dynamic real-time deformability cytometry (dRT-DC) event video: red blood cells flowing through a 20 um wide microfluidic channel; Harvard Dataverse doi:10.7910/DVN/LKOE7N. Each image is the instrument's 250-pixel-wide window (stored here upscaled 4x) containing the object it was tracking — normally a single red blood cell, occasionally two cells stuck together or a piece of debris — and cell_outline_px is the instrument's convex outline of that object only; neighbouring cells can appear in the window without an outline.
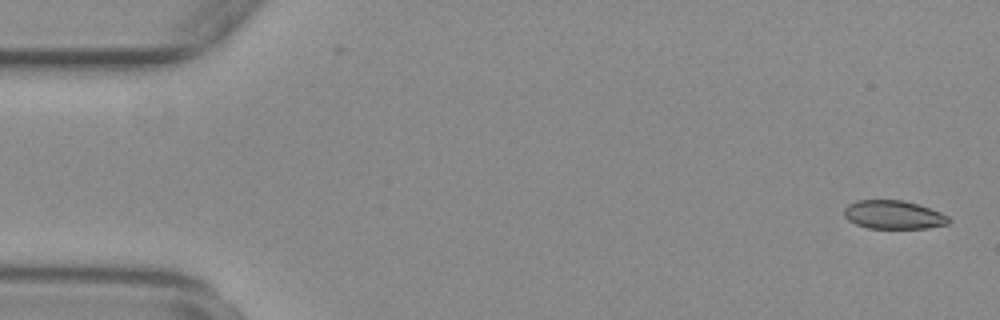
{"species": "common noctule bat (a hibernating species)", "species_latin": "Nyctalus noctula", "temperature_condition": "warm", "stored_images_in_passage": 55, "camera_frame_rate_fps": 3000, "um_per_image_px": 0.085, "animal": {"sex": "female", "body_mass_g": 29.2, "forearm_length_mm": 56.3}, "frame": {"image": 1, "passage_image": 2, "time_ms": 0.333, "image_size_px": [1000, 320], "cell_outline_px": [[952, 220], [948, 224], [928, 228], [868, 228], [856, 224], [848, 220], [844, 216], [844, 208], [848, 204], [856, 200], [904, 200], [920, 204], [940, 212], [948, 216]], "centroid_in_image_um": [75.96, 18.25], "position_along_channel_um": 9.0, "area_um2": 17.57}}
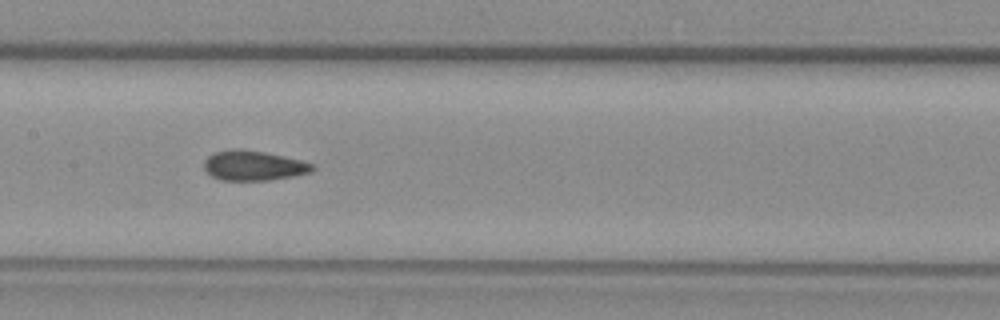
{"frame": {"image": 2, "passage_image": 27, "time_ms": 8.667, "image_size_px": [1000, 320], "cell_outline_px": [[316, 168], [312, 172], [292, 176], [268, 180], [220, 180], [212, 176], [204, 168], [204, 160], [208, 156], [216, 152], [232, 148], [240, 148], [264, 152], [300, 160], [312, 164]], "centroid_in_image_um": [21.53, 14.07], "position_along_channel_um": 185.9, "area_um2": 18.79}}
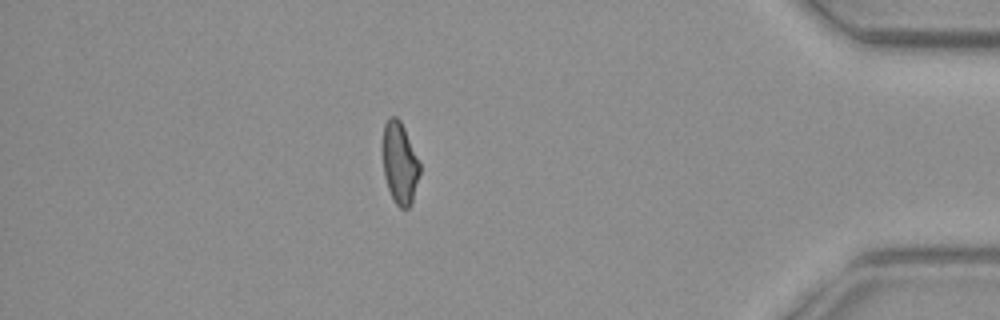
{"frame": {"image": 3, "passage_image": 48, "time_ms": 15.667, "image_size_px": [1000, 320], "cell_outline_px": [[420, 172], [412, 204], [408, 208], [400, 208], [396, 204], [388, 188], [384, 176], [380, 148], [384, 124], [388, 116], [396, 116], [400, 120], [404, 128], [420, 164]], "centroid_in_image_um": [33.93, 13.83], "position_along_channel_um": 401.3, "area_um2": 18.09}, "authors_computed_cell_mechanics": {"area_um2": 18.6694, "velocity_mm_per_s": 3.7336, "shape_relaxation_time_tau1_ms": null, "shape_relaxation_time_tau2_ms": 1.9548, "deformation_change_tau1": null, "deformation_change_tau2": 0.0727}}